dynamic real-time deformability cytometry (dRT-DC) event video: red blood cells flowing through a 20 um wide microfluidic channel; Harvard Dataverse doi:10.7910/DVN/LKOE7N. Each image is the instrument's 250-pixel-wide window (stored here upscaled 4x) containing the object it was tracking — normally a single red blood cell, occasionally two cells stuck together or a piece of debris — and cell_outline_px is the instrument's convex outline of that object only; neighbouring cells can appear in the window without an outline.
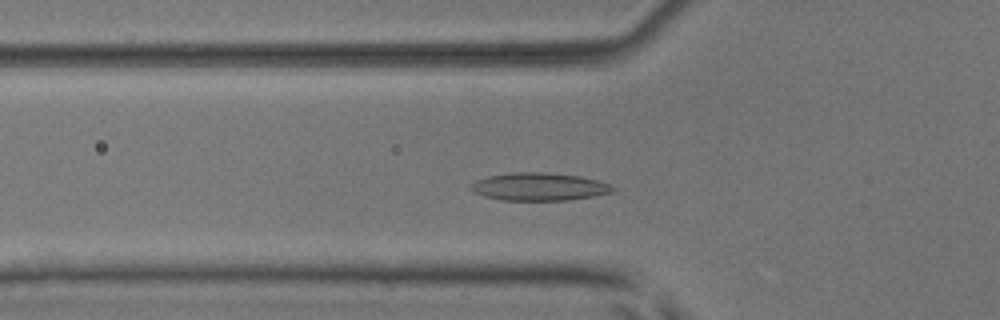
{"species": "common noctule bat (a hibernating species)", "species_latin": "Nyctalus noctula", "temperature_condition": "room temperature", "stored_images_in_passage": 50, "camera_frame_rate_fps": 3000, "um_per_image_px": 0.085, "animal": {"sex": "male", "body_mass_g": 17.9, "forearm_length_mm": 54.2}, "frame": {"image": 1, "passage_image": 15, "time_ms": 4.667, "image_size_px": [1000, 320], "cell_outline_px": [[616, 188], [612, 192], [592, 196], [568, 200], [504, 200], [484, 196], [472, 192], [468, 188], [468, 184], [476, 180], [488, 176], [512, 172], [544, 172], [580, 176], [596, 180], [608, 184]], "centroid_in_image_um": [45.75, 15.86], "position_along_channel_um": 80.0, "area_um2": 23.0}}
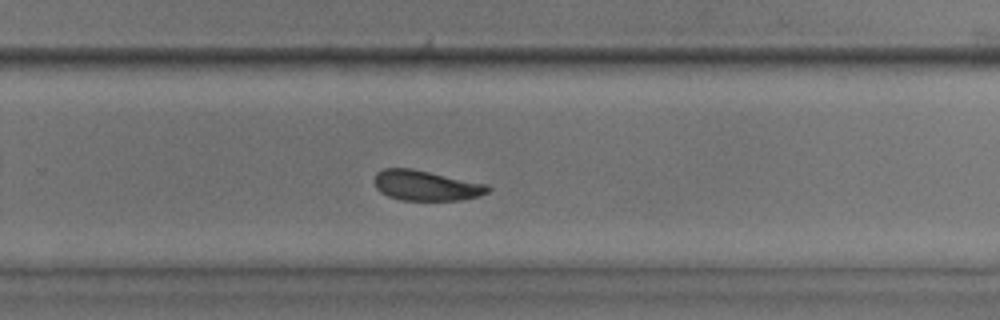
{"frame": {"image": 2, "passage_image": 32, "time_ms": 10.333, "image_size_px": [1000, 320], "cell_outline_px": [[492, 188], [488, 192], [480, 196], [460, 200], [400, 200], [388, 196], [380, 192], [376, 188], [372, 180], [376, 172], [384, 168], [412, 168], [488, 184]], "centroid_in_image_um": [36.19, 15.76], "position_along_channel_um": 293.6, "area_um2": 20.29}}
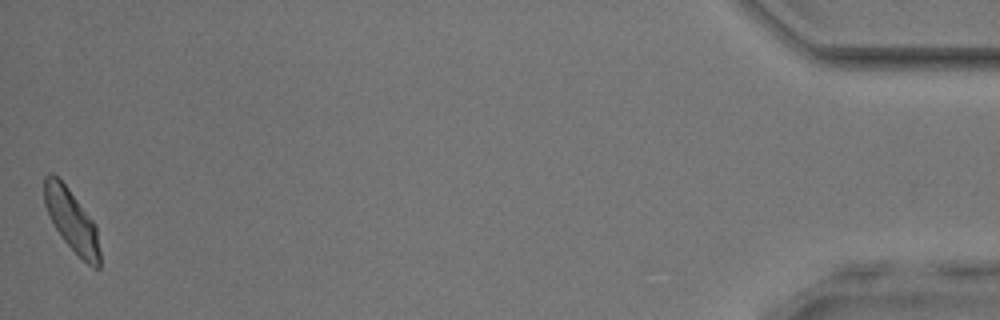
{"frame": {"image": 3, "passage_image": 50, "time_ms": 16.333, "image_size_px": [1000, 320], "cell_outline_px": [[100, 268], [92, 268], [64, 240], [56, 228], [44, 204], [44, 176], [48, 172], [52, 172], [68, 188], [96, 224], [100, 252]], "centroid_in_image_um": [6.1, 18.72], "position_along_channel_um": 429.1, "area_um2": 19.77}, "authors_computed_cell_mechanics": {"area_um2": 20.5479, "velocity_mm_per_s": 3.7759, "shape_relaxation_time_tau1_ms": 3.4573, "shape_relaxation_time_tau2_ms": 4.2138, "deformation_change_tau1": 0.0836, "deformation_change_tau2": 0.1032}}